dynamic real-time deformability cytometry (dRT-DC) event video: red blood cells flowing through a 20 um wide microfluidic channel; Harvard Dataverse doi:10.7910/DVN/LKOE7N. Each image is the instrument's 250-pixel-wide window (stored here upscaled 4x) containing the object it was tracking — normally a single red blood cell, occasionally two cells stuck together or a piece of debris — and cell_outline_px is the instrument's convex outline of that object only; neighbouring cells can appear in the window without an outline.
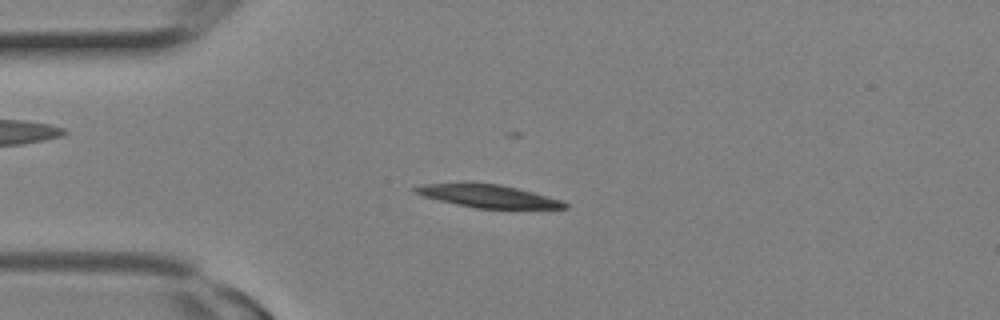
{"species": "Egyptian fruit bat (a non-hibernating species)", "species_latin": "Rousettus aegyptiacus", "temperature_condition": "room temperature", "stored_images_in_passage": 12, "camera_frame_rate_fps": 3000, "um_per_image_px": 0.085, "animal": {"sex": "female"}, "frame": {"image": 1, "passage_image": 6, "time_ms": 1.667, "image_size_px": [1000, 320], "cell_outline_px": [[568, 208], [476, 208], [456, 204], [424, 196], [412, 192], [408, 188], [424, 184], [464, 180], [500, 184], [532, 192], [560, 200], [568, 204]], "centroid_in_image_um": [41.32, 16.61], "position_along_channel_um": 43.7, "area_um2": 20.35}}
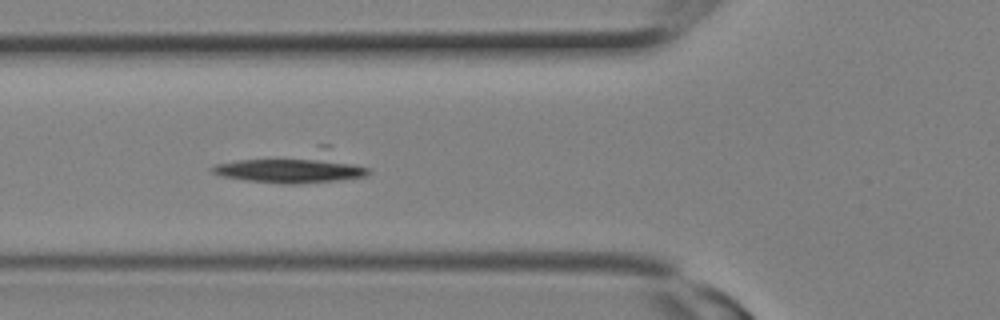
{"frame": {"image": 2, "passage_image": 9, "time_ms": 2.667, "image_size_px": [1000, 320], "cell_outline_px": [[372, 172], [368, 176], [336, 180], [296, 184], [284, 184], [248, 180], [220, 176], [212, 172], [208, 168], [216, 164], [236, 160], [320, 144], [328, 144], [372, 168]], "centroid_in_image_um": [25.12, 14.15], "position_along_channel_um": 100.7, "area_um2": 29.88}}
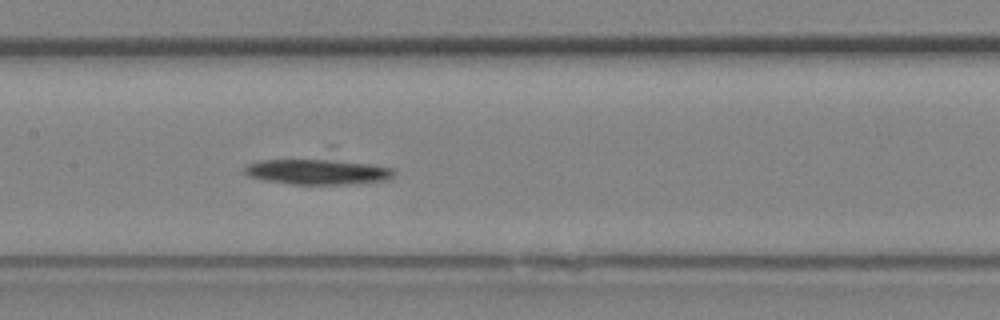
{"frame": {"image": 3, "passage_image": 12, "time_ms": 3.667, "image_size_px": [1000, 320], "cell_outline_px": [[396, 172], [388, 180], [344, 184], [292, 184], [268, 180], [248, 176], [244, 172], [244, 168], [248, 164], [260, 160], [324, 156], [372, 164], [392, 168]], "centroid_in_image_um": [27.0, 14.53], "position_along_channel_um": 180.4, "area_um2": 23.18}}